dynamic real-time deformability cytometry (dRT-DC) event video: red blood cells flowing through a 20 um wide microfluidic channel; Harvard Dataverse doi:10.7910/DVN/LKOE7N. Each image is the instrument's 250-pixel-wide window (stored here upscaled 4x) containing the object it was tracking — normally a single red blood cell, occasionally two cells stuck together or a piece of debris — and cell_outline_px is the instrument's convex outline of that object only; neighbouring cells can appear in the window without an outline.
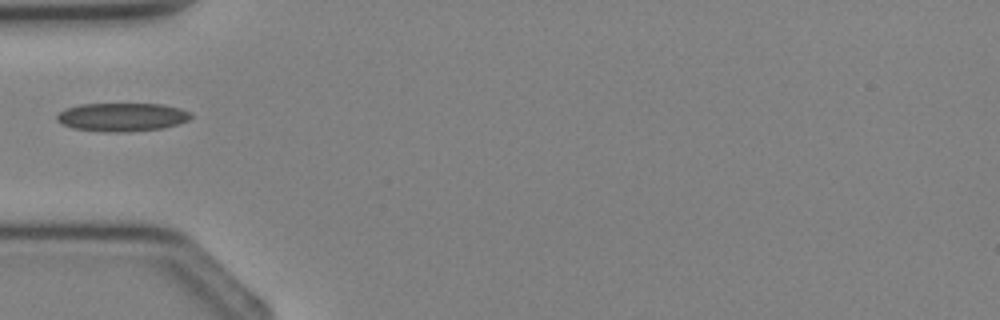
{"species": "Egyptian fruit bat (a non-hibernating species)", "species_latin": "Rousettus aegyptiacus", "temperature_condition": "cold", "stored_images_in_passage": 1, "camera_frame_rate_fps": 3000, "um_per_image_px": 0.085, "animal": {"sex": "female"}, "frame": {"image": 1, "passage_image": 1, "time_ms": 0.0, "image_size_px": [1000, 320], "cell_outline_px": [[192, 116], [188, 120], [180, 124], [164, 128], [124, 132], [104, 132], [72, 128], [60, 124], [56, 120], [56, 116], [64, 108], [80, 104], [160, 104], [180, 108], [192, 112]], "centroid_in_image_um": [10.36, 9.95], "position_along_channel_um": 74.6, "area_um2": 22.48}}